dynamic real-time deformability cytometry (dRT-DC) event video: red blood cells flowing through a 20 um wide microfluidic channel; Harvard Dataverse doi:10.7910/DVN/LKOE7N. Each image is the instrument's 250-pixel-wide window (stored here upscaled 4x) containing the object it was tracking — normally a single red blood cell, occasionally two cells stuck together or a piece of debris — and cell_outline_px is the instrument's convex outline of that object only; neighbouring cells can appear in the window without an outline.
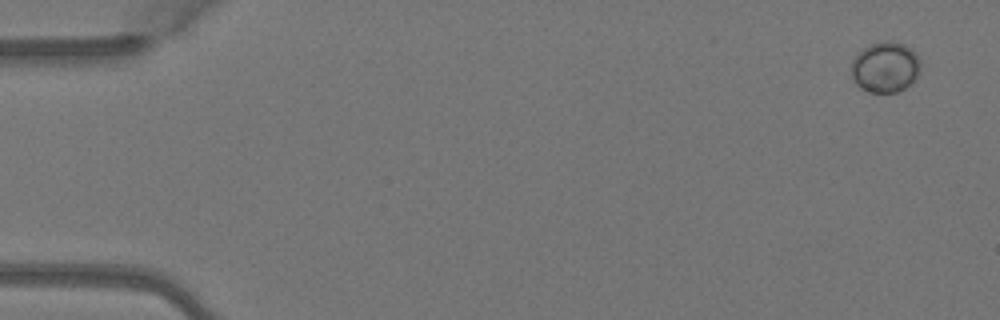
{"species": "Egyptian fruit bat (a non-hibernating species)", "species_latin": "Rousettus aegyptiacus", "temperature_condition": "warm", "stored_images_in_passage": 6, "camera_frame_rate_fps": 3000, "um_per_image_px": 0.085, "animal": {"sex": "female"}, "frame": {"image": 1, "passage_image": 1, "time_ms": 0.0, "image_size_px": [1000, 320], "cell_outline_px": [[920, 72], [904, 88], [896, 92], [868, 92], [860, 88], [856, 84], [852, 76], [852, 60], [864, 48], [872, 44], [884, 40], [892, 40], [904, 44], [912, 48], [916, 52], [920, 60]], "centroid_in_image_um": [75.26, 5.69], "position_along_channel_um": 9.7, "area_um2": 20.4}}
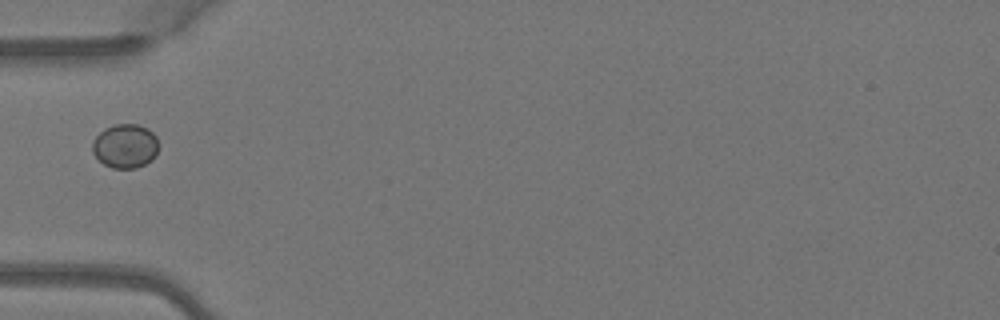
{"frame": {"image": 2, "passage_image": 5, "time_ms": 1.333, "image_size_px": [1000, 320], "cell_outline_px": [[160, 144], [156, 156], [152, 160], [136, 168], [112, 168], [104, 164], [92, 152], [92, 140], [104, 128], [116, 124], [136, 124], [148, 128], [156, 136]], "centroid_in_image_um": [10.67, 12.4], "position_along_channel_um": 74.3, "area_um2": 17.22}}
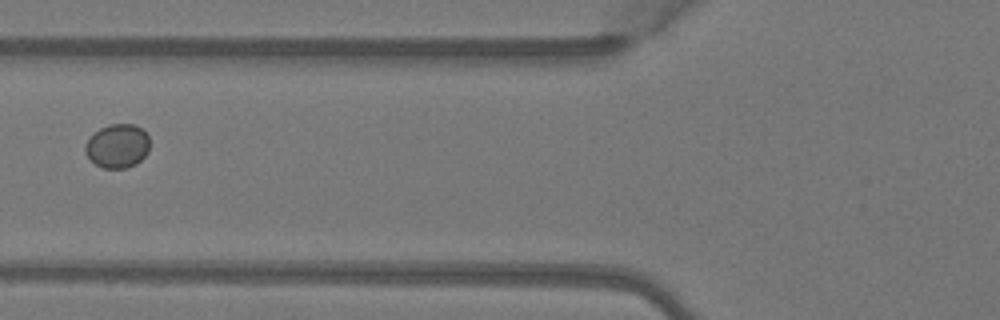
{"frame": {"image": 3, "passage_image": 6, "time_ms": 1.667, "image_size_px": [1000, 320], "cell_outline_px": [[148, 152], [136, 164], [128, 168], [104, 168], [96, 164], [84, 152], [84, 148], [88, 140], [100, 128], [108, 124], [132, 124], [140, 128], [148, 136]], "centroid_in_image_um": [9.98, 12.41], "position_along_channel_um": 115.8, "area_um2": 16.24}}